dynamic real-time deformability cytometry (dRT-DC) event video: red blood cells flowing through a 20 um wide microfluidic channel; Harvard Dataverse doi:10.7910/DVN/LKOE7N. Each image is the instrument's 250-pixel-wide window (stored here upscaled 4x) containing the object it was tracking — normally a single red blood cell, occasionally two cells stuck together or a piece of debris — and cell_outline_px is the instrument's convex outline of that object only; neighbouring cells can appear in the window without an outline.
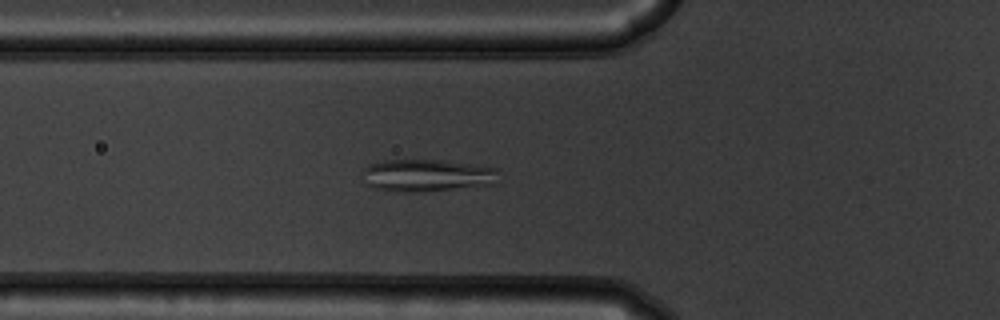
{"species": "common noctule bat (a hibernating species)", "species_latin": "Nyctalus noctula", "temperature_condition": "warm", "stored_images_in_passage": 36, "camera_frame_rate_fps": 3000, "um_per_image_px": 0.085, "animal": {"sex": "male", "body_mass_g": 19.5, "forearm_length_mm": 54.6}, "frame": {"image": 1, "passage_image": 2, "time_ms": 0.333, "image_size_px": [1000, 320], "cell_outline_px": [[496, 184], [408, 192], [400, 192], [372, 188], [364, 184], [360, 172], [368, 164], [384, 160], [444, 160], [496, 168]], "centroid_in_image_um": [36.16, 14.9], "position_along_channel_um": 89.6, "area_um2": 25.55}}
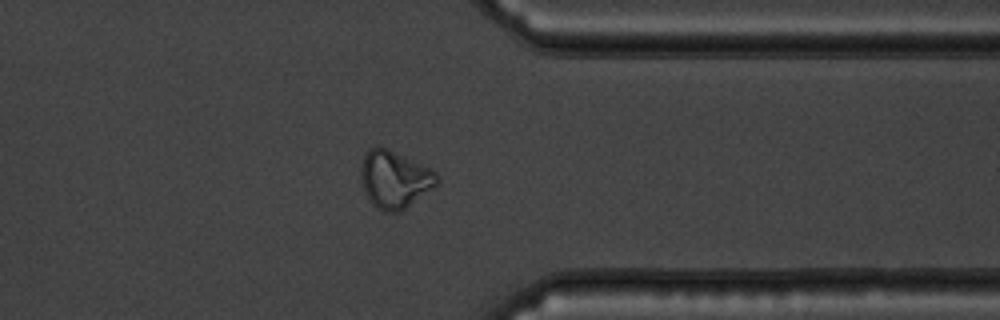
{"frame": {"image": 2, "passage_image": 25, "time_ms": 8.0, "image_size_px": [1000, 320], "cell_outline_px": [[440, 180], [432, 188], [400, 212], [384, 212], [376, 208], [372, 204], [364, 192], [360, 180], [360, 168], [364, 152], [368, 148], [388, 148], [432, 168], [440, 176]], "centroid_in_image_um": [33.52, 15.24], "position_along_channel_um": 377.9, "area_um2": 25.78}}
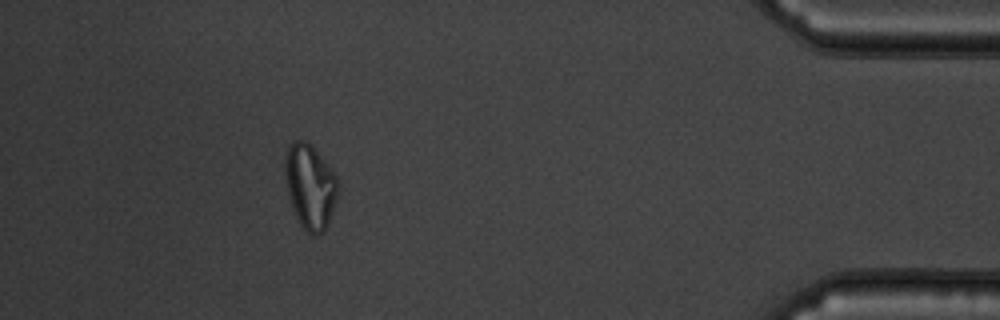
{"frame": {"image": 3, "passage_image": 31, "time_ms": 10.0, "image_size_px": [1000, 320], "cell_outline_px": [[340, 196], [328, 224], [324, 232], [316, 236], [312, 236], [300, 224], [292, 208], [288, 196], [284, 172], [284, 160], [288, 148], [296, 140], [304, 140], [320, 156], [336, 176], [340, 188]], "centroid_in_image_um": [26.38, 15.92], "position_along_channel_um": 408.8, "area_um2": 26.3}}